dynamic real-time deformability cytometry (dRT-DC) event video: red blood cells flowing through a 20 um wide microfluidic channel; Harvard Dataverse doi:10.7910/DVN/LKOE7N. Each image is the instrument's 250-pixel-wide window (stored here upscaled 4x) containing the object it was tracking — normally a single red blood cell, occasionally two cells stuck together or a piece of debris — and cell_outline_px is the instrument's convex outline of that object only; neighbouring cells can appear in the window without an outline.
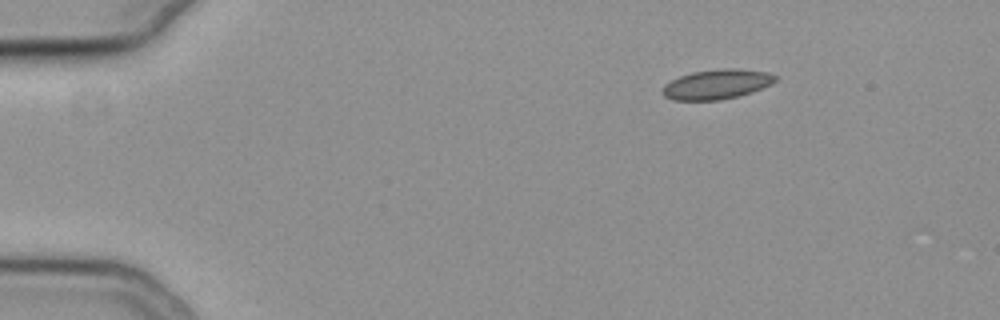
{"species": "common noctule bat (a hibernating species)", "species_latin": "Nyctalus noctula", "temperature_condition": "cold", "stored_images_in_passage": 49, "camera_frame_rate_fps": 3000, "um_per_image_px": 0.085, "animal": {"sex": "female", "body_mass_g": 19.3, "forearm_length_mm": 54.1}, "frame": {"image": 1, "passage_image": 1, "time_ms": 0.0, "image_size_px": [1000, 320], "cell_outline_px": [[776, 80], [772, 84], [752, 92], [720, 100], [672, 100], [664, 96], [660, 92], [660, 88], [664, 84], [680, 76], [692, 72], [720, 68], [736, 68], [768, 72], [776, 76]], "centroid_in_image_um": [60.89, 7.16], "position_along_channel_um": 24.1, "area_um2": 19.71}}
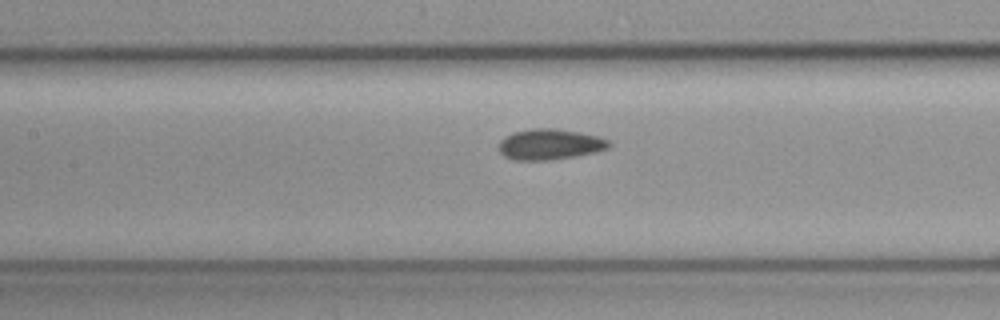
{"frame": {"image": 2, "passage_image": 19, "time_ms": 6.0, "image_size_px": [1000, 320], "cell_outline_px": [[612, 144], [608, 148], [592, 152], [572, 156], [544, 160], [516, 160], [504, 156], [500, 152], [500, 140], [504, 136], [512, 132], [532, 128], [556, 128], [580, 132], [600, 136], [608, 140]], "centroid_in_image_um": [46.72, 12.24], "position_along_channel_um": 160.7, "area_um2": 19.59}}
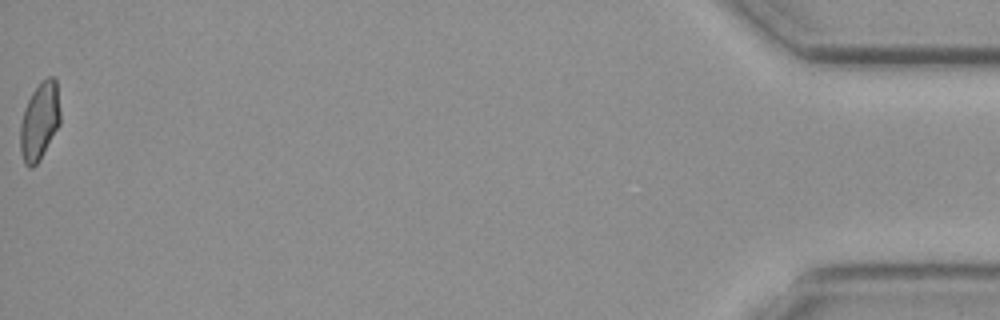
{"frame": {"image": 3, "passage_image": 49, "time_ms": 16.0, "image_size_px": [1000, 320], "cell_outline_px": [[60, 124], [40, 160], [32, 168], [28, 168], [24, 164], [20, 152], [20, 124], [24, 108], [32, 92], [40, 80], [48, 76], [52, 76], [56, 80], [60, 112]], "centroid_in_image_um": [3.35, 10.31], "position_along_channel_um": 431.8, "area_um2": 18.38}, "authors_computed_cell_mechanics": {"area_um2": 18.785, "velocity_mm_per_s": 3.7186, "shape_relaxation_time_tau1_ms": null, "shape_relaxation_time_tau2_ms": 2.0318, "deformation_change_tau1": null, "deformation_change_tau2": 0.0388}}